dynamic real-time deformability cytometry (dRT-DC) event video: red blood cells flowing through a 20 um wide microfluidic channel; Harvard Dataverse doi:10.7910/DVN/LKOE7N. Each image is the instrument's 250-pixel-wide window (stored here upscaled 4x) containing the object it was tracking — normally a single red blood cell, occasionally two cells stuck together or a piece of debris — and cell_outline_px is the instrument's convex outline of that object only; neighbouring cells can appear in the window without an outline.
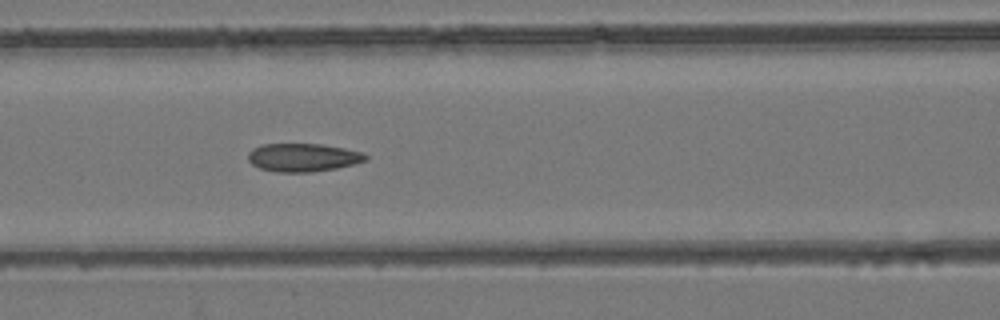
{"species": "common noctule bat (a hibernating species)", "species_latin": "Nyctalus noctula", "temperature_condition": "room temperature", "stored_images_in_passage": 7, "camera_frame_rate_fps": 3000, "um_per_image_px": 0.085, "animal": {"sex": "female", "body_mass_g": 24.6, "forearm_length_mm": 56.2}, "frame": {"image": 1, "passage_image": 7, "time_ms": 7.667, "image_size_px": [1000, 320], "cell_outline_px": [[368, 160], [336, 168], [312, 172], [276, 172], [260, 168], [252, 164], [248, 160], [248, 152], [252, 148], [260, 144], [320, 144], [344, 148], [364, 152], [368, 156]], "centroid_in_image_um": [25.74, 13.38], "position_along_channel_um": 140.9, "area_um2": 19.42}}